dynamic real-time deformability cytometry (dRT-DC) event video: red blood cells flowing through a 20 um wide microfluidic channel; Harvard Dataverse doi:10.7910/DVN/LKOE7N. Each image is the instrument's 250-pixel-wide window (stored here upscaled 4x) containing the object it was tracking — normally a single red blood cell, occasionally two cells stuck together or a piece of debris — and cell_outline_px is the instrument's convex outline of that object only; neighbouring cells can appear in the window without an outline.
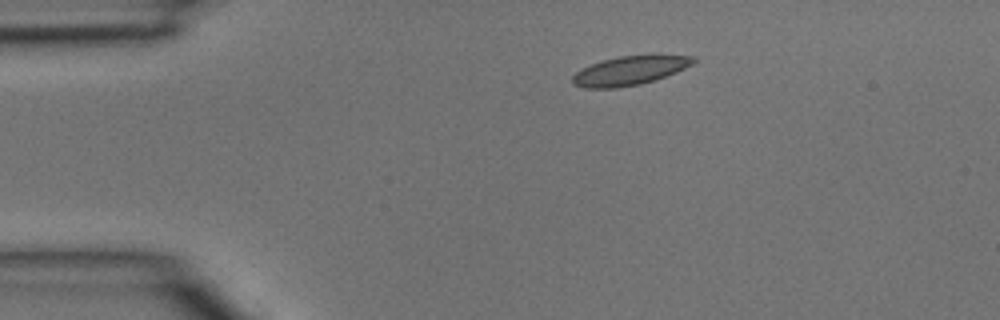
{"species": "common noctule bat (a hibernating species)", "species_latin": "Nyctalus noctula", "temperature_condition": "room temperature", "stored_images_in_passage": 3, "camera_frame_rate_fps": 3000, "um_per_image_px": 0.085, "animal": {"sex": "male", "body_mass_g": 15.6}, "frame": {"image": 1, "passage_image": 2, "time_ms": 0.333, "image_size_px": [1000, 320], "cell_outline_px": [[696, 60], [692, 64], [676, 72], [656, 80], [640, 84], [616, 88], [584, 88], [572, 84], [572, 76], [576, 72], [592, 64], [604, 60], [620, 56], [652, 52], [696, 56]], "centroid_in_image_um": [53.62, 5.95], "position_along_channel_um": 31.4, "area_um2": 21.1}}
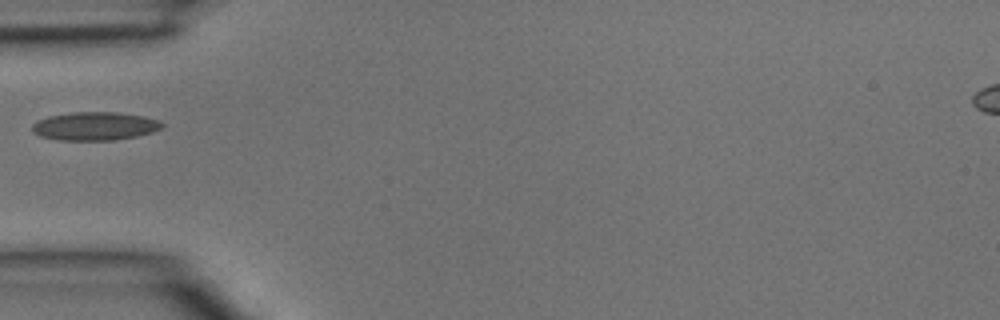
{"frame": {"image": 2, "passage_image": 3, "time_ms": 0.667, "image_size_px": [1000, 320], "cell_outline_px": [[164, 124], [160, 128], [152, 132], [136, 136], [112, 140], [60, 140], [40, 136], [32, 132], [32, 124], [36, 120], [48, 116], [72, 112], [116, 112], [144, 116], [160, 120]], "centroid_in_image_um": [8.03, 10.71], "position_along_channel_um": 77.0, "area_um2": 21.5}}